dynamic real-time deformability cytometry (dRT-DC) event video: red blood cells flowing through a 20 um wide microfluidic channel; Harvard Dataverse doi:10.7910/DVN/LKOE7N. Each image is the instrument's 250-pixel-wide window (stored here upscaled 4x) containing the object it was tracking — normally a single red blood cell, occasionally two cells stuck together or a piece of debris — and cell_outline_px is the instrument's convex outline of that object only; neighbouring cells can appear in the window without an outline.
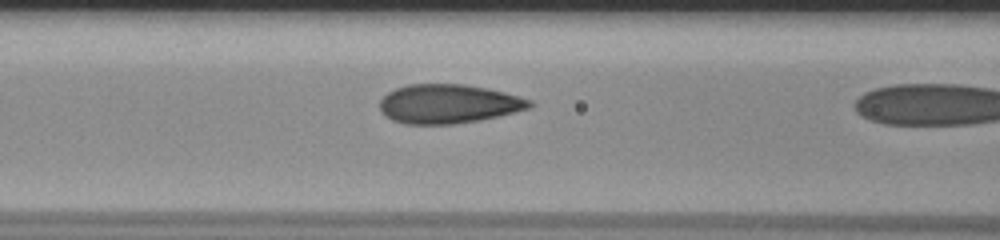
{"species": "human", "species_latin": "Homo sapiens", "temperature_condition": "room temperature", "stored_images_in_passage": 21, "camera_frame_rate_fps": 3000, "um_per_image_px": 0.085, "donor": {"sex": "male"}, "frame": {"image": 1, "passage_image": 20, "time_ms": 6.333, "image_size_px": [1000, 240], "cell_outline_px": [[536, 104], [532, 108], [500, 116], [480, 120], [452, 124], [404, 124], [392, 120], [384, 116], [380, 112], [380, 100], [388, 92], [396, 88], [408, 84], [464, 84], [488, 88], [504, 92], [532, 100]], "centroid_in_image_um": [38.14, 8.83], "position_along_channel_um": 128.5, "area_um2": 34.51}}